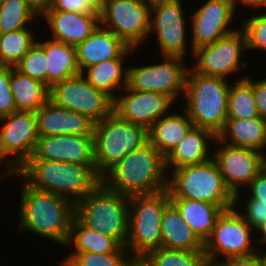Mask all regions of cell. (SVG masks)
I'll return each mask as SVG.
<instances>
[{
	"mask_svg": "<svg viewBox=\"0 0 266 266\" xmlns=\"http://www.w3.org/2000/svg\"><path fill=\"white\" fill-rule=\"evenodd\" d=\"M85 1L94 12L100 13L103 10L107 0H85Z\"/></svg>",
	"mask_w": 266,
	"mask_h": 266,
	"instance_id": "c3c4849f",
	"label": "cell"
},
{
	"mask_svg": "<svg viewBox=\"0 0 266 266\" xmlns=\"http://www.w3.org/2000/svg\"><path fill=\"white\" fill-rule=\"evenodd\" d=\"M29 159H44L96 166L93 135L60 134L41 136Z\"/></svg>",
	"mask_w": 266,
	"mask_h": 266,
	"instance_id": "d6986e66",
	"label": "cell"
},
{
	"mask_svg": "<svg viewBox=\"0 0 266 266\" xmlns=\"http://www.w3.org/2000/svg\"><path fill=\"white\" fill-rule=\"evenodd\" d=\"M217 137L228 145L265 153L266 119H227L224 129Z\"/></svg>",
	"mask_w": 266,
	"mask_h": 266,
	"instance_id": "f1b7e54d",
	"label": "cell"
},
{
	"mask_svg": "<svg viewBox=\"0 0 266 266\" xmlns=\"http://www.w3.org/2000/svg\"><path fill=\"white\" fill-rule=\"evenodd\" d=\"M75 217L90 230L126 246L129 232V197L102 182L75 204Z\"/></svg>",
	"mask_w": 266,
	"mask_h": 266,
	"instance_id": "5b68a950",
	"label": "cell"
},
{
	"mask_svg": "<svg viewBox=\"0 0 266 266\" xmlns=\"http://www.w3.org/2000/svg\"><path fill=\"white\" fill-rule=\"evenodd\" d=\"M41 18L47 22L51 38L77 47L100 24L99 13L49 10Z\"/></svg>",
	"mask_w": 266,
	"mask_h": 266,
	"instance_id": "ffe728a7",
	"label": "cell"
},
{
	"mask_svg": "<svg viewBox=\"0 0 266 266\" xmlns=\"http://www.w3.org/2000/svg\"><path fill=\"white\" fill-rule=\"evenodd\" d=\"M129 266H147L141 259H134Z\"/></svg>",
	"mask_w": 266,
	"mask_h": 266,
	"instance_id": "f907efd6",
	"label": "cell"
},
{
	"mask_svg": "<svg viewBox=\"0 0 266 266\" xmlns=\"http://www.w3.org/2000/svg\"><path fill=\"white\" fill-rule=\"evenodd\" d=\"M37 18L25 0H0V34L27 28Z\"/></svg>",
	"mask_w": 266,
	"mask_h": 266,
	"instance_id": "e575fe53",
	"label": "cell"
},
{
	"mask_svg": "<svg viewBox=\"0 0 266 266\" xmlns=\"http://www.w3.org/2000/svg\"><path fill=\"white\" fill-rule=\"evenodd\" d=\"M183 0H156L151 3L150 35L154 32L161 56L186 57L188 48ZM152 31V32H151ZM188 41V42H187Z\"/></svg>",
	"mask_w": 266,
	"mask_h": 266,
	"instance_id": "5bb4252c",
	"label": "cell"
},
{
	"mask_svg": "<svg viewBox=\"0 0 266 266\" xmlns=\"http://www.w3.org/2000/svg\"><path fill=\"white\" fill-rule=\"evenodd\" d=\"M46 59L44 49L36 42L14 68L22 74L47 85Z\"/></svg>",
	"mask_w": 266,
	"mask_h": 266,
	"instance_id": "d590c367",
	"label": "cell"
},
{
	"mask_svg": "<svg viewBox=\"0 0 266 266\" xmlns=\"http://www.w3.org/2000/svg\"><path fill=\"white\" fill-rule=\"evenodd\" d=\"M32 11L40 18L50 10L53 0H25Z\"/></svg>",
	"mask_w": 266,
	"mask_h": 266,
	"instance_id": "f6af8a7d",
	"label": "cell"
},
{
	"mask_svg": "<svg viewBox=\"0 0 266 266\" xmlns=\"http://www.w3.org/2000/svg\"><path fill=\"white\" fill-rule=\"evenodd\" d=\"M134 260L130 253H76L64 266H129Z\"/></svg>",
	"mask_w": 266,
	"mask_h": 266,
	"instance_id": "8d00e7d4",
	"label": "cell"
},
{
	"mask_svg": "<svg viewBox=\"0 0 266 266\" xmlns=\"http://www.w3.org/2000/svg\"><path fill=\"white\" fill-rule=\"evenodd\" d=\"M215 143L218 144V148L213 151V159L219 167L226 186L234 196L243 193L241 190L248 187L262 171L264 153L228 145L218 137L213 145Z\"/></svg>",
	"mask_w": 266,
	"mask_h": 266,
	"instance_id": "9a60e30c",
	"label": "cell"
},
{
	"mask_svg": "<svg viewBox=\"0 0 266 266\" xmlns=\"http://www.w3.org/2000/svg\"><path fill=\"white\" fill-rule=\"evenodd\" d=\"M218 266H266V265L261 255V251H259L256 254L247 257H234L226 259L221 263H219Z\"/></svg>",
	"mask_w": 266,
	"mask_h": 266,
	"instance_id": "ee69618b",
	"label": "cell"
},
{
	"mask_svg": "<svg viewBox=\"0 0 266 266\" xmlns=\"http://www.w3.org/2000/svg\"><path fill=\"white\" fill-rule=\"evenodd\" d=\"M14 177L34 189L65 197L74 204L101 183L96 166L44 159H28Z\"/></svg>",
	"mask_w": 266,
	"mask_h": 266,
	"instance_id": "7a4b0ae2",
	"label": "cell"
},
{
	"mask_svg": "<svg viewBox=\"0 0 266 266\" xmlns=\"http://www.w3.org/2000/svg\"><path fill=\"white\" fill-rule=\"evenodd\" d=\"M263 259H264V262H265V265H266V251L261 253Z\"/></svg>",
	"mask_w": 266,
	"mask_h": 266,
	"instance_id": "f5cc1de1",
	"label": "cell"
},
{
	"mask_svg": "<svg viewBox=\"0 0 266 266\" xmlns=\"http://www.w3.org/2000/svg\"><path fill=\"white\" fill-rule=\"evenodd\" d=\"M232 4V7L234 9V11L236 12V9L238 8V6L241 4L246 6L247 8H251V9H257L261 7H266V0H229ZM239 3V4H238Z\"/></svg>",
	"mask_w": 266,
	"mask_h": 266,
	"instance_id": "7dc6e473",
	"label": "cell"
},
{
	"mask_svg": "<svg viewBox=\"0 0 266 266\" xmlns=\"http://www.w3.org/2000/svg\"><path fill=\"white\" fill-rule=\"evenodd\" d=\"M21 183L18 231H28L45 240L65 246L71 223L75 217V204L69 199Z\"/></svg>",
	"mask_w": 266,
	"mask_h": 266,
	"instance_id": "6da1fadb",
	"label": "cell"
},
{
	"mask_svg": "<svg viewBox=\"0 0 266 266\" xmlns=\"http://www.w3.org/2000/svg\"><path fill=\"white\" fill-rule=\"evenodd\" d=\"M35 34L29 27L0 34V65L15 67L36 43Z\"/></svg>",
	"mask_w": 266,
	"mask_h": 266,
	"instance_id": "1f68e13d",
	"label": "cell"
},
{
	"mask_svg": "<svg viewBox=\"0 0 266 266\" xmlns=\"http://www.w3.org/2000/svg\"><path fill=\"white\" fill-rule=\"evenodd\" d=\"M248 74L244 79L252 86L259 117L266 119V79L255 81Z\"/></svg>",
	"mask_w": 266,
	"mask_h": 266,
	"instance_id": "b9f144b4",
	"label": "cell"
},
{
	"mask_svg": "<svg viewBox=\"0 0 266 266\" xmlns=\"http://www.w3.org/2000/svg\"><path fill=\"white\" fill-rule=\"evenodd\" d=\"M206 266H218V265H214V264H207Z\"/></svg>",
	"mask_w": 266,
	"mask_h": 266,
	"instance_id": "11a10c76",
	"label": "cell"
},
{
	"mask_svg": "<svg viewBox=\"0 0 266 266\" xmlns=\"http://www.w3.org/2000/svg\"><path fill=\"white\" fill-rule=\"evenodd\" d=\"M245 51H248L246 36L239 27L214 43L195 49L192 57L196 61L190 68L200 75L228 79L242 68H248L249 62L242 60Z\"/></svg>",
	"mask_w": 266,
	"mask_h": 266,
	"instance_id": "7c38bea8",
	"label": "cell"
},
{
	"mask_svg": "<svg viewBox=\"0 0 266 266\" xmlns=\"http://www.w3.org/2000/svg\"><path fill=\"white\" fill-rule=\"evenodd\" d=\"M36 42L44 49L47 57V86L49 88L65 79L81 75L76 47L51 38Z\"/></svg>",
	"mask_w": 266,
	"mask_h": 266,
	"instance_id": "484cf974",
	"label": "cell"
},
{
	"mask_svg": "<svg viewBox=\"0 0 266 266\" xmlns=\"http://www.w3.org/2000/svg\"><path fill=\"white\" fill-rule=\"evenodd\" d=\"M150 10L145 0H107L99 13L100 25L137 49L150 36Z\"/></svg>",
	"mask_w": 266,
	"mask_h": 266,
	"instance_id": "8fae6325",
	"label": "cell"
},
{
	"mask_svg": "<svg viewBox=\"0 0 266 266\" xmlns=\"http://www.w3.org/2000/svg\"><path fill=\"white\" fill-rule=\"evenodd\" d=\"M141 260L147 266H206L204 252H191L160 247L147 252Z\"/></svg>",
	"mask_w": 266,
	"mask_h": 266,
	"instance_id": "836d02e7",
	"label": "cell"
},
{
	"mask_svg": "<svg viewBox=\"0 0 266 266\" xmlns=\"http://www.w3.org/2000/svg\"><path fill=\"white\" fill-rule=\"evenodd\" d=\"M38 138L34 112L15 111L0 118L1 150L17 169L33 155Z\"/></svg>",
	"mask_w": 266,
	"mask_h": 266,
	"instance_id": "2e32d148",
	"label": "cell"
},
{
	"mask_svg": "<svg viewBox=\"0 0 266 266\" xmlns=\"http://www.w3.org/2000/svg\"><path fill=\"white\" fill-rule=\"evenodd\" d=\"M262 171L266 173V152L264 153V156L262 159Z\"/></svg>",
	"mask_w": 266,
	"mask_h": 266,
	"instance_id": "816d5d0a",
	"label": "cell"
},
{
	"mask_svg": "<svg viewBox=\"0 0 266 266\" xmlns=\"http://www.w3.org/2000/svg\"><path fill=\"white\" fill-rule=\"evenodd\" d=\"M261 12L245 19L240 28L245 33L248 50L262 49V52H266V13Z\"/></svg>",
	"mask_w": 266,
	"mask_h": 266,
	"instance_id": "74e56055",
	"label": "cell"
},
{
	"mask_svg": "<svg viewBox=\"0 0 266 266\" xmlns=\"http://www.w3.org/2000/svg\"><path fill=\"white\" fill-rule=\"evenodd\" d=\"M49 100L58 107L86 115L94 123L113 112L114 100L92 86L82 74L54 84Z\"/></svg>",
	"mask_w": 266,
	"mask_h": 266,
	"instance_id": "4fadbf2b",
	"label": "cell"
},
{
	"mask_svg": "<svg viewBox=\"0 0 266 266\" xmlns=\"http://www.w3.org/2000/svg\"><path fill=\"white\" fill-rule=\"evenodd\" d=\"M174 103L169 96L161 93L124 87L114 99L113 112L123 120L149 130L156 121L170 112Z\"/></svg>",
	"mask_w": 266,
	"mask_h": 266,
	"instance_id": "ac0fdd59",
	"label": "cell"
},
{
	"mask_svg": "<svg viewBox=\"0 0 266 266\" xmlns=\"http://www.w3.org/2000/svg\"><path fill=\"white\" fill-rule=\"evenodd\" d=\"M248 194L246 199H240L242 193L235 195L234 207H237L241 204L242 200H257V205L266 206V173L261 171L256 178L249 184ZM250 194V195H249ZM249 195V196H248ZM240 200V202H239Z\"/></svg>",
	"mask_w": 266,
	"mask_h": 266,
	"instance_id": "ab89813d",
	"label": "cell"
},
{
	"mask_svg": "<svg viewBox=\"0 0 266 266\" xmlns=\"http://www.w3.org/2000/svg\"><path fill=\"white\" fill-rule=\"evenodd\" d=\"M145 1H147V2H149V3H153V2L156 1V0H145Z\"/></svg>",
	"mask_w": 266,
	"mask_h": 266,
	"instance_id": "db71d44e",
	"label": "cell"
},
{
	"mask_svg": "<svg viewBox=\"0 0 266 266\" xmlns=\"http://www.w3.org/2000/svg\"><path fill=\"white\" fill-rule=\"evenodd\" d=\"M170 202L167 190L129 197V232L126 248L134 259L161 247V220Z\"/></svg>",
	"mask_w": 266,
	"mask_h": 266,
	"instance_id": "ba28073f",
	"label": "cell"
},
{
	"mask_svg": "<svg viewBox=\"0 0 266 266\" xmlns=\"http://www.w3.org/2000/svg\"><path fill=\"white\" fill-rule=\"evenodd\" d=\"M170 113L161 117L148 130L149 142L165 158L194 127L184 109L181 114Z\"/></svg>",
	"mask_w": 266,
	"mask_h": 266,
	"instance_id": "83f0119b",
	"label": "cell"
},
{
	"mask_svg": "<svg viewBox=\"0 0 266 266\" xmlns=\"http://www.w3.org/2000/svg\"><path fill=\"white\" fill-rule=\"evenodd\" d=\"M4 164H5V167H4ZM0 167H1V170L3 169L4 171L2 173L0 172V178L1 177L11 178L12 176L16 175L18 171V169L4 156L1 150V146H0Z\"/></svg>",
	"mask_w": 266,
	"mask_h": 266,
	"instance_id": "bcb514c9",
	"label": "cell"
},
{
	"mask_svg": "<svg viewBox=\"0 0 266 266\" xmlns=\"http://www.w3.org/2000/svg\"><path fill=\"white\" fill-rule=\"evenodd\" d=\"M168 174L170 198L209 202L223 210L234 207L235 196L226 186L213 158L201 164L173 169Z\"/></svg>",
	"mask_w": 266,
	"mask_h": 266,
	"instance_id": "8992f818",
	"label": "cell"
},
{
	"mask_svg": "<svg viewBox=\"0 0 266 266\" xmlns=\"http://www.w3.org/2000/svg\"><path fill=\"white\" fill-rule=\"evenodd\" d=\"M243 202L242 207L245 211L239 209V213L254 230L266 223L265 205H257V200H243Z\"/></svg>",
	"mask_w": 266,
	"mask_h": 266,
	"instance_id": "60d3db41",
	"label": "cell"
},
{
	"mask_svg": "<svg viewBox=\"0 0 266 266\" xmlns=\"http://www.w3.org/2000/svg\"><path fill=\"white\" fill-rule=\"evenodd\" d=\"M223 77L204 76L190 67L187 71L183 109L194 127L210 130L218 136L228 116V97L231 84Z\"/></svg>",
	"mask_w": 266,
	"mask_h": 266,
	"instance_id": "277c9868",
	"label": "cell"
},
{
	"mask_svg": "<svg viewBox=\"0 0 266 266\" xmlns=\"http://www.w3.org/2000/svg\"><path fill=\"white\" fill-rule=\"evenodd\" d=\"M255 235V230L243 219L237 207L223 210L204 243L207 263L218 265L229 258L247 257L264 251L258 245H252Z\"/></svg>",
	"mask_w": 266,
	"mask_h": 266,
	"instance_id": "9c48e42d",
	"label": "cell"
},
{
	"mask_svg": "<svg viewBox=\"0 0 266 266\" xmlns=\"http://www.w3.org/2000/svg\"><path fill=\"white\" fill-rule=\"evenodd\" d=\"M101 182L128 197L167 190L166 158L148 141L111 167Z\"/></svg>",
	"mask_w": 266,
	"mask_h": 266,
	"instance_id": "3957f363",
	"label": "cell"
},
{
	"mask_svg": "<svg viewBox=\"0 0 266 266\" xmlns=\"http://www.w3.org/2000/svg\"><path fill=\"white\" fill-rule=\"evenodd\" d=\"M190 15L191 56L195 49L212 44L239 29L231 27L236 13L229 0H207Z\"/></svg>",
	"mask_w": 266,
	"mask_h": 266,
	"instance_id": "e0dca14e",
	"label": "cell"
},
{
	"mask_svg": "<svg viewBox=\"0 0 266 266\" xmlns=\"http://www.w3.org/2000/svg\"><path fill=\"white\" fill-rule=\"evenodd\" d=\"M134 52L136 53V49L129 47L120 57L90 66L81 74L92 86L104 91L114 100L118 96L117 93L126 87L128 66L124 65L128 60L127 57Z\"/></svg>",
	"mask_w": 266,
	"mask_h": 266,
	"instance_id": "d4e9b609",
	"label": "cell"
},
{
	"mask_svg": "<svg viewBox=\"0 0 266 266\" xmlns=\"http://www.w3.org/2000/svg\"><path fill=\"white\" fill-rule=\"evenodd\" d=\"M247 74L231 82L228 97L227 119H252L259 117L252 86L244 79ZM233 84V85H232Z\"/></svg>",
	"mask_w": 266,
	"mask_h": 266,
	"instance_id": "d6a6232c",
	"label": "cell"
},
{
	"mask_svg": "<svg viewBox=\"0 0 266 266\" xmlns=\"http://www.w3.org/2000/svg\"><path fill=\"white\" fill-rule=\"evenodd\" d=\"M161 57V63L128 66L126 88L161 93L177 103L184 95L189 66H186L185 58L179 56Z\"/></svg>",
	"mask_w": 266,
	"mask_h": 266,
	"instance_id": "30bf717a",
	"label": "cell"
},
{
	"mask_svg": "<svg viewBox=\"0 0 266 266\" xmlns=\"http://www.w3.org/2000/svg\"><path fill=\"white\" fill-rule=\"evenodd\" d=\"M73 251L61 259L59 266H64L76 253L93 252L97 254L129 253L115 239L104 236L85 227L76 217L73 218L69 237L65 245ZM74 247V248H73Z\"/></svg>",
	"mask_w": 266,
	"mask_h": 266,
	"instance_id": "4316f807",
	"label": "cell"
},
{
	"mask_svg": "<svg viewBox=\"0 0 266 266\" xmlns=\"http://www.w3.org/2000/svg\"><path fill=\"white\" fill-rule=\"evenodd\" d=\"M50 10H62L77 13H97L88 6L85 0H53Z\"/></svg>",
	"mask_w": 266,
	"mask_h": 266,
	"instance_id": "7bdbcfd3",
	"label": "cell"
},
{
	"mask_svg": "<svg viewBox=\"0 0 266 266\" xmlns=\"http://www.w3.org/2000/svg\"><path fill=\"white\" fill-rule=\"evenodd\" d=\"M161 247L174 250L204 252V242L188 226L178 208L170 201L161 220Z\"/></svg>",
	"mask_w": 266,
	"mask_h": 266,
	"instance_id": "cb8c5ba5",
	"label": "cell"
},
{
	"mask_svg": "<svg viewBox=\"0 0 266 266\" xmlns=\"http://www.w3.org/2000/svg\"><path fill=\"white\" fill-rule=\"evenodd\" d=\"M148 141L147 129L123 120L115 112L94 123V160L98 175L102 177L128 153Z\"/></svg>",
	"mask_w": 266,
	"mask_h": 266,
	"instance_id": "52a82bcc",
	"label": "cell"
},
{
	"mask_svg": "<svg viewBox=\"0 0 266 266\" xmlns=\"http://www.w3.org/2000/svg\"><path fill=\"white\" fill-rule=\"evenodd\" d=\"M129 46L113 32L100 24L77 47V57L81 72L105 60L120 57Z\"/></svg>",
	"mask_w": 266,
	"mask_h": 266,
	"instance_id": "7402d4cb",
	"label": "cell"
},
{
	"mask_svg": "<svg viewBox=\"0 0 266 266\" xmlns=\"http://www.w3.org/2000/svg\"><path fill=\"white\" fill-rule=\"evenodd\" d=\"M188 226L205 243L223 209L215 204L185 198H170Z\"/></svg>",
	"mask_w": 266,
	"mask_h": 266,
	"instance_id": "f546056e",
	"label": "cell"
},
{
	"mask_svg": "<svg viewBox=\"0 0 266 266\" xmlns=\"http://www.w3.org/2000/svg\"><path fill=\"white\" fill-rule=\"evenodd\" d=\"M16 111L10 89V66L0 65V118Z\"/></svg>",
	"mask_w": 266,
	"mask_h": 266,
	"instance_id": "f35d334b",
	"label": "cell"
},
{
	"mask_svg": "<svg viewBox=\"0 0 266 266\" xmlns=\"http://www.w3.org/2000/svg\"><path fill=\"white\" fill-rule=\"evenodd\" d=\"M255 233H257V235H255V236H257V237H255V243L259 242L260 244H266V223H264L260 227H258L255 230Z\"/></svg>",
	"mask_w": 266,
	"mask_h": 266,
	"instance_id": "681fc988",
	"label": "cell"
},
{
	"mask_svg": "<svg viewBox=\"0 0 266 266\" xmlns=\"http://www.w3.org/2000/svg\"><path fill=\"white\" fill-rule=\"evenodd\" d=\"M217 136L210 130L193 127L166 157L167 172L182 166L201 164L213 158L209 146ZM210 147V148H209ZM211 152V153H210Z\"/></svg>",
	"mask_w": 266,
	"mask_h": 266,
	"instance_id": "603a6c76",
	"label": "cell"
},
{
	"mask_svg": "<svg viewBox=\"0 0 266 266\" xmlns=\"http://www.w3.org/2000/svg\"><path fill=\"white\" fill-rule=\"evenodd\" d=\"M34 113L39 137L60 134L93 135L94 122L92 120L86 115L58 107L51 100L44 103Z\"/></svg>",
	"mask_w": 266,
	"mask_h": 266,
	"instance_id": "44dd1931",
	"label": "cell"
},
{
	"mask_svg": "<svg viewBox=\"0 0 266 266\" xmlns=\"http://www.w3.org/2000/svg\"><path fill=\"white\" fill-rule=\"evenodd\" d=\"M10 89L16 111L35 112L49 100L50 88L10 66Z\"/></svg>",
	"mask_w": 266,
	"mask_h": 266,
	"instance_id": "4dcf8cb0",
	"label": "cell"
}]
</instances>
